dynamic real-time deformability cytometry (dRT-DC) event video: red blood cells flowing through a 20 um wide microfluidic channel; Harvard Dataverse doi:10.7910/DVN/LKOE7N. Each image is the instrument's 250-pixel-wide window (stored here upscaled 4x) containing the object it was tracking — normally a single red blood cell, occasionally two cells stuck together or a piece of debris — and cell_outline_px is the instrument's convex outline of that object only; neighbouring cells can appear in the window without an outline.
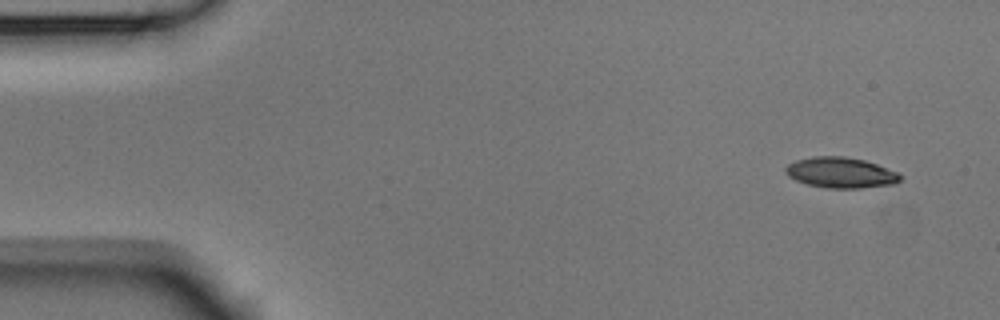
{"species": "Egyptian fruit bat (a non-hibernating species)", "species_latin": "Rousettus aegyptiacus", "temperature_condition": "room temperature", "stored_images_in_passage": 8, "camera_frame_rate_fps": 3000, "um_per_image_px": 0.085, "animal": {"sex": "male"}, "frame": {"image": 1, "passage_image": 1, "time_ms": 0.0, "image_size_px": [1000, 320], "cell_outline_px": [[904, 176], [896, 184], [860, 188], [828, 188], [808, 184], [796, 180], [788, 176], [784, 172], [784, 168], [788, 164], [796, 160], [812, 156], [844, 156], [864, 160], [876, 164], [896, 172]], "centroid_in_image_um": [71.46, 14.67], "position_along_channel_um": 13.5, "area_um2": 20.52}}
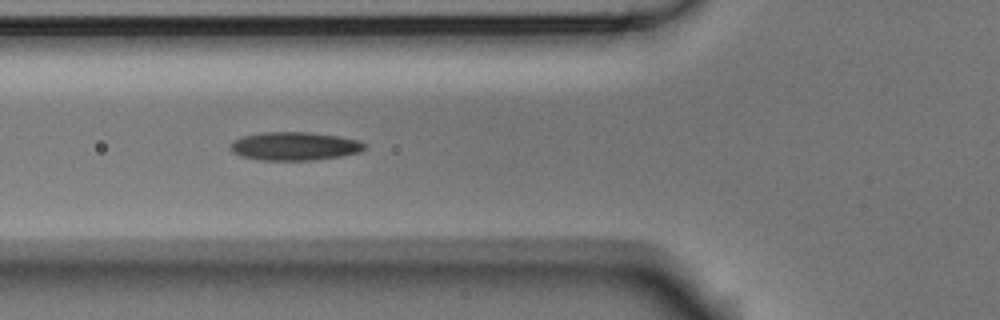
{"frame": {"image": 2, "passage_image": 5, "time_ms": 1.333, "image_size_px": [1000, 320], "cell_outline_px": [[364, 148], [360, 152], [340, 156], [316, 160], [260, 160], [240, 156], [232, 152], [228, 144], [232, 140], [244, 136], [264, 132], [312, 132], [340, 136], [360, 140], [364, 144]], "centroid_in_image_um": [25.01, 12.42], "position_along_channel_um": 100.8, "area_um2": 22.37}}
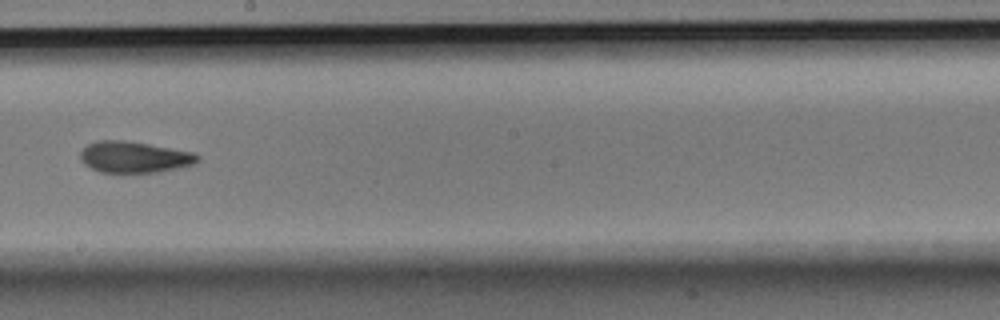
{"frame": {"image": 3, "passage_image": 8, "time_ms": 2.333, "image_size_px": [1000, 320], "cell_outline_px": [[200, 160], [192, 164], [176, 168], [156, 172], [100, 172], [84, 164], [80, 160], [80, 152], [88, 144], [96, 140], [124, 140], [196, 152], [200, 156]], "centroid_in_image_um": [11.41, 13.34], "position_along_channel_um": 236.8, "area_um2": 21.33}}